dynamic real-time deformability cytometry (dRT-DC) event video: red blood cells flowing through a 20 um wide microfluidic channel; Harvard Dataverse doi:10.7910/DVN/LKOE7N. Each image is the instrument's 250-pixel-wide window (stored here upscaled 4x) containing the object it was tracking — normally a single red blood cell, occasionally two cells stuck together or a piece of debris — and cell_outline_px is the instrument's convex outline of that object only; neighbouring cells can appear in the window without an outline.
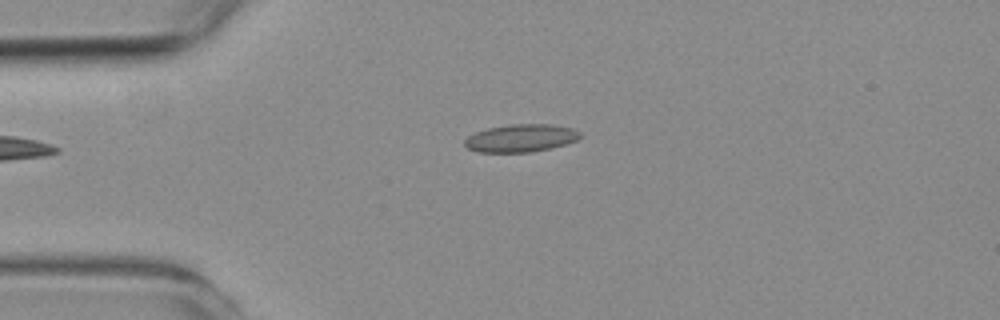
{"species": "common noctule bat (a hibernating species)", "species_latin": "Nyctalus noctula", "temperature_condition": "room temperature", "stored_images_in_passage": 44, "camera_frame_rate_fps": 3000, "um_per_image_px": 0.085, "animal": {"sex": "female", "body_mass_g": 19.3, "forearm_length_mm": 54.1}, "frame": {"image": 1, "passage_image": 1, "time_ms": 0.0, "image_size_px": [1000, 320], "cell_outline_px": [[580, 136], [576, 140], [552, 148], [532, 152], [476, 152], [468, 148], [464, 144], [464, 140], [468, 136], [476, 132], [488, 128], [512, 124], [552, 124], [572, 128], [580, 132]], "centroid_in_image_um": [44.26, 11.74], "position_along_channel_um": 40.7, "area_um2": 18.61}}
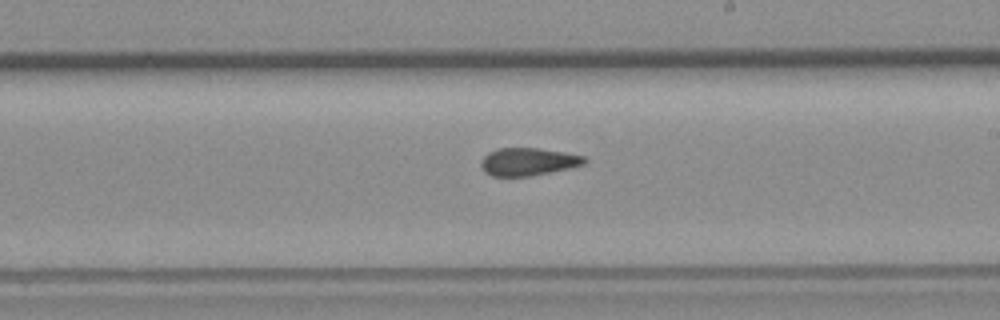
{"frame": {"image": 2, "passage_image": 20, "time_ms": 6.333, "image_size_px": [1000, 320], "cell_outline_px": [[588, 160], [584, 164], [572, 168], [528, 176], [492, 176], [484, 172], [480, 164], [480, 160], [488, 152], [500, 148], [536, 148], [564, 152], [584, 156]], "centroid_in_image_um": [44.88, 13.75], "position_along_channel_um": 244.1, "area_um2": 16.76}}
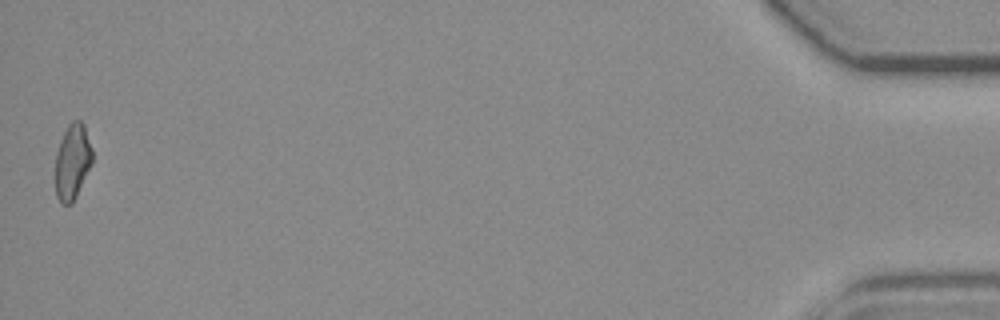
{"frame": {"image": 3, "passage_image": 44, "time_ms": 14.333, "image_size_px": [1000, 320], "cell_outline_px": [[92, 164], [72, 204], [60, 204], [56, 196], [56, 152], [60, 140], [68, 124], [72, 120], [80, 120], [84, 124], [92, 148]], "centroid_in_image_um": [6.16, 13.74], "position_along_channel_um": 429.0, "area_um2": 16.36}, "authors_computed_cell_mechanics": {"area_um2": 17.1088, "velocity_mm_per_s": 3.5926, "shape_relaxation_time_tau1_ms": null, "shape_relaxation_time_tau2_ms": 2.2173, "deformation_change_tau1": null, "deformation_change_tau2": 0.0919}}